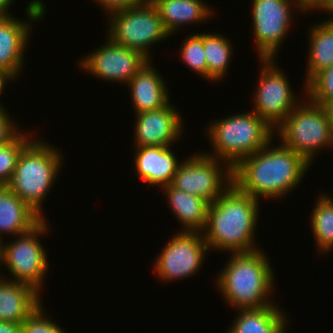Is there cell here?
<instances>
[{
	"label": "cell",
	"mask_w": 333,
	"mask_h": 333,
	"mask_svg": "<svg viewBox=\"0 0 333 333\" xmlns=\"http://www.w3.org/2000/svg\"><path fill=\"white\" fill-rule=\"evenodd\" d=\"M169 103L160 109L135 114V147L172 146L180 139L185 125L180 112Z\"/></svg>",
	"instance_id": "cell-14"
},
{
	"label": "cell",
	"mask_w": 333,
	"mask_h": 333,
	"mask_svg": "<svg viewBox=\"0 0 333 333\" xmlns=\"http://www.w3.org/2000/svg\"><path fill=\"white\" fill-rule=\"evenodd\" d=\"M32 140L22 150L6 186L45 219L42 202L62 168L63 158L61 152L48 145V142Z\"/></svg>",
	"instance_id": "cell-5"
},
{
	"label": "cell",
	"mask_w": 333,
	"mask_h": 333,
	"mask_svg": "<svg viewBox=\"0 0 333 333\" xmlns=\"http://www.w3.org/2000/svg\"><path fill=\"white\" fill-rule=\"evenodd\" d=\"M297 1V2H296ZM295 2H292L291 4H296V10L298 11H308L316 10L315 8L319 9L322 12L327 8L328 4L331 0H296ZM295 3V4H294ZM313 9V10H312Z\"/></svg>",
	"instance_id": "cell-32"
},
{
	"label": "cell",
	"mask_w": 333,
	"mask_h": 333,
	"mask_svg": "<svg viewBox=\"0 0 333 333\" xmlns=\"http://www.w3.org/2000/svg\"><path fill=\"white\" fill-rule=\"evenodd\" d=\"M0 333H21V324L9 321H0Z\"/></svg>",
	"instance_id": "cell-33"
},
{
	"label": "cell",
	"mask_w": 333,
	"mask_h": 333,
	"mask_svg": "<svg viewBox=\"0 0 333 333\" xmlns=\"http://www.w3.org/2000/svg\"><path fill=\"white\" fill-rule=\"evenodd\" d=\"M212 123L207 126V136L214 150L206 155L222 160L232 168L243 158L264 148L274 137V128L253 111Z\"/></svg>",
	"instance_id": "cell-4"
},
{
	"label": "cell",
	"mask_w": 333,
	"mask_h": 333,
	"mask_svg": "<svg viewBox=\"0 0 333 333\" xmlns=\"http://www.w3.org/2000/svg\"><path fill=\"white\" fill-rule=\"evenodd\" d=\"M40 293L30 285L0 279V321L22 323L39 306Z\"/></svg>",
	"instance_id": "cell-18"
},
{
	"label": "cell",
	"mask_w": 333,
	"mask_h": 333,
	"mask_svg": "<svg viewBox=\"0 0 333 333\" xmlns=\"http://www.w3.org/2000/svg\"><path fill=\"white\" fill-rule=\"evenodd\" d=\"M9 79L11 81H13L14 78L9 73H7L3 70H0V96L4 91V88L6 86V82L10 81ZM3 107H5V106H2V103H0V109H3Z\"/></svg>",
	"instance_id": "cell-34"
},
{
	"label": "cell",
	"mask_w": 333,
	"mask_h": 333,
	"mask_svg": "<svg viewBox=\"0 0 333 333\" xmlns=\"http://www.w3.org/2000/svg\"><path fill=\"white\" fill-rule=\"evenodd\" d=\"M327 12H329V14H332V17L326 21L328 22H332L333 23V0L330 1V3L328 4L327 8L324 10Z\"/></svg>",
	"instance_id": "cell-38"
},
{
	"label": "cell",
	"mask_w": 333,
	"mask_h": 333,
	"mask_svg": "<svg viewBox=\"0 0 333 333\" xmlns=\"http://www.w3.org/2000/svg\"><path fill=\"white\" fill-rule=\"evenodd\" d=\"M44 313L45 309L42 305L39 306L21 323V333H65L59 325L48 318V315L45 316Z\"/></svg>",
	"instance_id": "cell-29"
},
{
	"label": "cell",
	"mask_w": 333,
	"mask_h": 333,
	"mask_svg": "<svg viewBox=\"0 0 333 333\" xmlns=\"http://www.w3.org/2000/svg\"><path fill=\"white\" fill-rule=\"evenodd\" d=\"M272 140L233 168V183L256 200L280 198L295 189L311 166L301 155Z\"/></svg>",
	"instance_id": "cell-1"
},
{
	"label": "cell",
	"mask_w": 333,
	"mask_h": 333,
	"mask_svg": "<svg viewBox=\"0 0 333 333\" xmlns=\"http://www.w3.org/2000/svg\"><path fill=\"white\" fill-rule=\"evenodd\" d=\"M181 46L180 58L192 71L207 80V62L204 55V33H194Z\"/></svg>",
	"instance_id": "cell-27"
},
{
	"label": "cell",
	"mask_w": 333,
	"mask_h": 333,
	"mask_svg": "<svg viewBox=\"0 0 333 333\" xmlns=\"http://www.w3.org/2000/svg\"><path fill=\"white\" fill-rule=\"evenodd\" d=\"M306 97L312 102L323 105L333 100V65L317 73L305 86Z\"/></svg>",
	"instance_id": "cell-28"
},
{
	"label": "cell",
	"mask_w": 333,
	"mask_h": 333,
	"mask_svg": "<svg viewBox=\"0 0 333 333\" xmlns=\"http://www.w3.org/2000/svg\"><path fill=\"white\" fill-rule=\"evenodd\" d=\"M259 201L242 192L234 183L214 202L209 203L203 238L212 247L232 254L256 250L254 233Z\"/></svg>",
	"instance_id": "cell-2"
},
{
	"label": "cell",
	"mask_w": 333,
	"mask_h": 333,
	"mask_svg": "<svg viewBox=\"0 0 333 333\" xmlns=\"http://www.w3.org/2000/svg\"><path fill=\"white\" fill-rule=\"evenodd\" d=\"M157 8L165 30L172 35L180 26L201 23L214 13L201 0H150Z\"/></svg>",
	"instance_id": "cell-21"
},
{
	"label": "cell",
	"mask_w": 333,
	"mask_h": 333,
	"mask_svg": "<svg viewBox=\"0 0 333 333\" xmlns=\"http://www.w3.org/2000/svg\"><path fill=\"white\" fill-rule=\"evenodd\" d=\"M32 138L26 133L19 132L11 141L0 146V186L9 183L22 150Z\"/></svg>",
	"instance_id": "cell-26"
},
{
	"label": "cell",
	"mask_w": 333,
	"mask_h": 333,
	"mask_svg": "<svg viewBox=\"0 0 333 333\" xmlns=\"http://www.w3.org/2000/svg\"><path fill=\"white\" fill-rule=\"evenodd\" d=\"M273 60L260 59L263 68L255 88L252 111L275 129L301 101H297L289 79Z\"/></svg>",
	"instance_id": "cell-10"
},
{
	"label": "cell",
	"mask_w": 333,
	"mask_h": 333,
	"mask_svg": "<svg viewBox=\"0 0 333 333\" xmlns=\"http://www.w3.org/2000/svg\"><path fill=\"white\" fill-rule=\"evenodd\" d=\"M81 60L80 67L93 76L104 81L127 84L151 59L140 51L115 44L107 38L106 44Z\"/></svg>",
	"instance_id": "cell-13"
},
{
	"label": "cell",
	"mask_w": 333,
	"mask_h": 333,
	"mask_svg": "<svg viewBox=\"0 0 333 333\" xmlns=\"http://www.w3.org/2000/svg\"><path fill=\"white\" fill-rule=\"evenodd\" d=\"M233 47L222 34L204 33V55L207 62V80L220 81L227 74ZM232 50V51H231ZM229 64V65H228Z\"/></svg>",
	"instance_id": "cell-24"
},
{
	"label": "cell",
	"mask_w": 333,
	"mask_h": 333,
	"mask_svg": "<svg viewBox=\"0 0 333 333\" xmlns=\"http://www.w3.org/2000/svg\"><path fill=\"white\" fill-rule=\"evenodd\" d=\"M322 106L323 109L326 111L330 125L333 128V100L326 101Z\"/></svg>",
	"instance_id": "cell-35"
},
{
	"label": "cell",
	"mask_w": 333,
	"mask_h": 333,
	"mask_svg": "<svg viewBox=\"0 0 333 333\" xmlns=\"http://www.w3.org/2000/svg\"><path fill=\"white\" fill-rule=\"evenodd\" d=\"M47 226V221L43 219L32 230L19 235L17 240L4 244L3 265L14 277V280H8L30 285L39 293L49 267L45 249L38 238L49 229Z\"/></svg>",
	"instance_id": "cell-9"
},
{
	"label": "cell",
	"mask_w": 333,
	"mask_h": 333,
	"mask_svg": "<svg viewBox=\"0 0 333 333\" xmlns=\"http://www.w3.org/2000/svg\"><path fill=\"white\" fill-rule=\"evenodd\" d=\"M3 238H0V266L2 265L3 266V263H4V244L2 242ZM5 278V276L3 277L2 275L0 276V279H3Z\"/></svg>",
	"instance_id": "cell-37"
},
{
	"label": "cell",
	"mask_w": 333,
	"mask_h": 333,
	"mask_svg": "<svg viewBox=\"0 0 333 333\" xmlns=\"http://www.w3.org/2000/svg\"><path fill=\"white\" fill-rule=\"evenodd\" d=\"M276 304L240 310L227 333H284L288 317Z\"/></svg>",
	"instance_id": "cell-22"
},
{
	"label": "cell",
	"mask_w": 333,
	"mask_h": 333,
	"mask_svg": "<svg viewBox=\"0 0 333 333\" xmlns=\"http://www.w3.org/2000/svg\"><path fill=\"white\" fill-rule=\"evenodd\" d=\"M311 211V229L317 249L321 252L333 250V198L320 195Z\"/></svg>",
	"instance_id": "cell-25"
},
{
	"label": "cell",
	"mask_w": 333,
	"mask_h": 333,
	"mask_svg": "<svg viewBox=\"0 0 333 333\" xmlns=\"http://www.w3.org/2000/svg\"><path fill=\"white\" fill-rule=\"evenodd\" d=\"M151 65L149 60L127 83L135 114L160 109L170 101L163 77Z\"/></svg>",
	"instance_id": "cell-17"
},
{
	"label": "cell",
	"mask_w": 333,
	"mask_h": 333,
	"mask_svg": "<svg viewBox=\"0 0 333 333\" xmlns=\"http://www.w3.org/2000/svg\"><path fill=\"white\" fill-rule=\"evenodd\" d=\"M161 189L168 200L169 208L183 226L182 231L202 233L206 226L209 202L202 197L179 190L171 184Z\"/></svg>",
	"instance_id": "cell-20"
},
{
	"label": "cell",
	"mask_w": 333,
	"mask_h": 333,
	"mask_svg": "<svg viewBox=\"0 0 333 333\" xmlns=\"http://www.w3.org/2000/svg\"><path fill=\"white\" fill-rule=\"evenodd\" d=\"M167 243L153 265L157 277L166 282L197 273L209 250L201 232L179 231Z\"/></svg>",
	"instance_id": "cell-11"
},
{
	"label": "cell",
	"mask_w": 333,
	"mask_h": 333,
	"mask_svg": "<svg viewBox=\"0 0 333 333\" xmlns=\"http://www.w3.org/2000/svg\"><path fill=\"white\" fill-rule=\"evenodd\" d=\"M103 9H105L106 13H115L117 11H121L123 9H127L129 7L137 6L142 4L146 0H96ZM108 11V12H107Z\"/></svg>",
	"instance_id": "cell-31"
},
{
	"label": "cell",
	"mask_w": 333,
	"mask_h": 333,
	"mask_svg": "<svg viewBox=\"0 0 333 333\" xmlns=\"http://www.w3.org/2000/svg\"><path fill=\"white\" fill-rule=\"evenodd\" d=\"M218 161L204 152L189 156L179 165L171 185L209 203L214 202L233 184V168Z\"/></svg>",
	"instance_id": "cell-8"
},
{
	"label": "cell",
	"mask_w": 333,
	"mask_h": 333,
	"mask_svg": "<svg viewBox=\"0 0 333 333\" xmlns=\"http://www.w3.org/2000/svg\"><path fill=\"white\" fill-rule=\"evenodd\" d=\"M43 218L7 186H0V238L2 233L19 236L37 226Z\"/></svg>",
	"instance_id": "cell-19"
},
{
	"label": "cell",
	"mask_w": 333,
	"mask_h": 333,
	"mask_svg": "<svg viewBox=\"0 0 333 333\" xmlns=\"http://www.w3.org/2000/svg\"><path fill=\"white\" fill-rule=\"evenodd\" d=\"M108 39L115 44L135 49L150 59V46L170 34L165 30L157 8L150 0L109 14Z\"/></svg>",
	"instance_id": "cell-7"
},
{
	"label": "cell",
	"mask_w": 333,
	"mask_h": 333,
	"mask_svg": "<svg viewBox=\"0 0 333 333\" xmlns=\"http://www.w3.org/2000/svg\"><path fill=\"white\" fill-rule=\"evenodd\" d=\"M306 100L309 102H300L274 131H279L276 134L283 146L298 153L312 165L318 150L333 147V128L323 106L308 98Z\"/></svg>",
	"instance_id": "cell-6"
},
{
	"label": "cell",
	"mask_w": 333,
	"mask_h": 333,
	"mask_svg": "<svg viewBox=\"0 0 333 333\" xmlns=\"http://www.w3.org/2000/svg\"><path fill=\"white\" fill-rule=\"evenodd\" d=\"M16 124L13 123L5 108L0 109V146L11 141L18 133Z\"/></svg>",
	"instance_id": "cell-30"
},
{
	"label": "cell",
	"mask_w": 333,
	"mask_h": 333,
	"mask_svg": "<svg viewBox=\"0 0 333 333\" xmlns=\"http://www.w3.org/2000/svg\"><path fill=\"white\" fill-rule=\"evenodd\" d=\"M14 3L13 0H0V16H10L9 8Z\"/></svg>",
	"instance_id": "cell-36"
},
{
	"label": "cell",
	"mask_w": 333,
	"mask_h": 333,
	"mask_svg": "<svg viewBox=\"0 0 333 333\" xmlns=\"http://www.w3.org/2000/svg\"><path fill=\"white\" fill-rule=\"evenodd\" d=\"M292 0H253L255 46L260 59H274L293 18ZM280 45V46H279Z\"/></svg>",
	"instance_id": "cell-12"
},
{
	"label": "cell",
	"mask_w": 333,
	"mask_h": 333,
	"mask_svg": "<svg viewBox=\"0 0 333 333\" xmlns=\"http://www.w3.org/2000/svg\"><path fill=\"white\" fill-rule=\"evenodd\" d=\"M310 31L305 84L317 73L333 65V23L325 20L319 25L314 24Z\"/></svg>",
	"instance_id": "cell-23"
},
{
	"label": "cell",
	"mask_w": 333,
	"mask_h": 333,
	"mask_svg": "<svg viewBox=\"0 0 333 333\" xmlns=\"http://www.w3.org/2000/svg\"><path fill=\"white\" fill-rule=\"evenodd\" d=\"M135 169L144 182L164 187L170 185L179 165L171 146L136 147Z\"/></svg>",
	"instance_id": "cell-15"
},
{
	"label": "cell",
	"mask_w": 333,
	"mask_h": 333,
	"mask_svg": "<svg viewBox=\"0 0 333 333\" xmlns=\"http://www.w3.org/2000/svg\"><path fill=\"white\" fill-rule=\"evenodd\" d=\"M261 249L250 253L232 254L216 276L219 292L225 302L236 310L256 309L274 302L268 301L274 288V271Z\"/></svg>",
	"instance_id": "cell-3"
},
{
	"label": "cell",
	"mask_w": 333,
	"mask_h": 333,
	"mask_svg": "<svg viewBox=\"0 0 333 333\" xmlns=\"http://www.w3.org/2000/svg\"><path fill=\"white\" fill-rule=\"evenodd\" d=\"M30 24L13 15L0 16V70L9 73L14 79L24 65L23 56L30 38Z\"/></svg>",
	"instance_id": "cell-16"
}]
</instances>
